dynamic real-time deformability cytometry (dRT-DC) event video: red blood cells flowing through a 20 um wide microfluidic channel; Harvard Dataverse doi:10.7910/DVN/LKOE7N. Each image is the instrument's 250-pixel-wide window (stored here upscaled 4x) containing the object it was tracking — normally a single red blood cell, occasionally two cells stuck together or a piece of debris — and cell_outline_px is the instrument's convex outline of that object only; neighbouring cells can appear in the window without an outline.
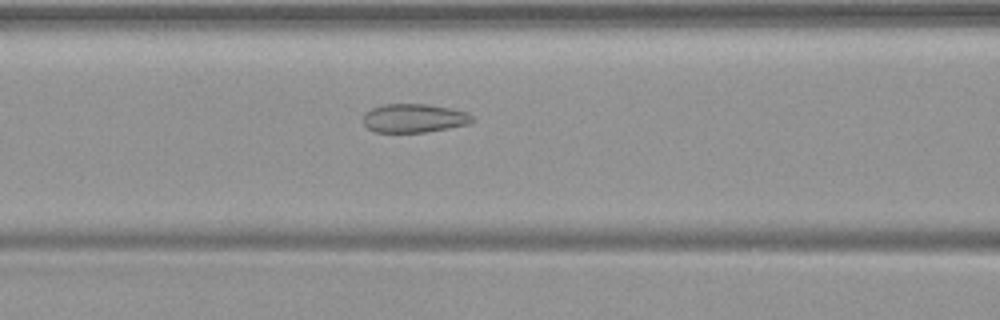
{"species": "common noctule bat (a hibernating species)", "species_latin": "Nyctalus noctula", "temperature_condition": "warm", "stored_images_in_passage": 51, "camera_frame_rate_fps": 3000, "um_per_image_px": 0.085, "animal": {"sex": "female", "body_mass_g": 19.9}, "frame": {"image": 1, "passage_image": 22, "time_ms": 7.0, "image_size_px": [1000, 320], "cell_outline_px": [[476, 120], [468, 124], [448, 128], [424, 132], [376, 132], [368, 128], [364, 124], [364, 112], [372, 108], [384, 104], [428, 104], [452, 108], [468, 112]], "centroid_in_image_um": [35.22, 10.03], "position_along_channel_um": 131.4, "area_um2": 18.32}}
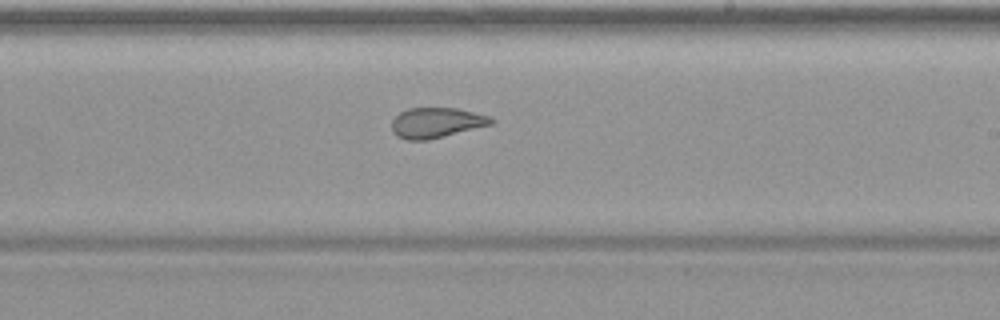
{"frame": {"image": 2, "passage_image": 31, "time_ms": 10.0, "image_size_px": [1000, 320], "cell_outline_px": [[496, 120], [492, 124], [428, 140], [408, 140], [400, 136], [392, 128], [392, 120], [400, 112], [408, 108], [456, 108], [492, 116]], "centroid_in_image_um": [37.14, 10.41], "position_along_channel_um": 251.9, "area_um2": 17.34}}
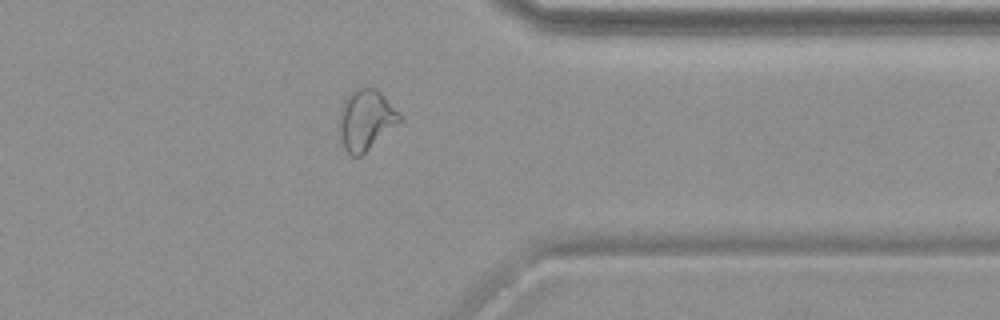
{"frame": {"image": 3, "passage_image": 41, "time_ms": 13.333, "image_size_px": [1000, 320], "cell_outline_px": [[400, 120], [360, 156], [352, 156], [344, 148], [336, 124], [340, 108], [344, 100], [356, 88], [376, 88], [400, 112]], "centroid_in_image_um": [31.03, 10.17], "position_along_channel_um": 380.4, "area_um2": 20.98}}